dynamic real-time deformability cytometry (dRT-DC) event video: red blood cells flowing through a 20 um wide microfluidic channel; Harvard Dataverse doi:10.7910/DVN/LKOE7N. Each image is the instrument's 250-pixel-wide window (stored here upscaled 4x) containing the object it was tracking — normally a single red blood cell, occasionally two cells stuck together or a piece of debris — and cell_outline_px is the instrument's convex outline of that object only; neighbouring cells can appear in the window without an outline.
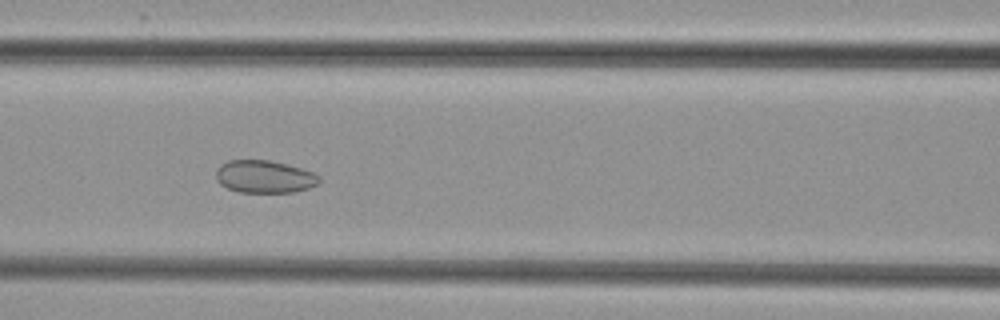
{"species": "common noctule bat (a hibernating species)", "species_latin": "Nyctalus noctula", "temperature_condition": "cold", "stored_images_in_passage": 8, "camera_frame_rate_fps": 3000, "um_per_image_px": 0.085, "animal": {"sex": "female", "body_mass_g": 29.2, "forearm_length_mm": 56.3}, "frame": {"image": 1, "passage_image": 6, "time_ms": 6.0, "image_size_px": [1000, 320], "cell_outline_px": [[320, 180], [316, 184], [308, 188], [292, 192], [240, 192], [228, 188], [220, 184], [216, 180], [216, 168], [220, 164], [228, 160], [268, 160], [288, 164], [312, 172], [320, 176]], "centroid_in_image_um": [22.44, 15.01], "position_along_channel_um": 144.2, "area_um2": 19.59}}
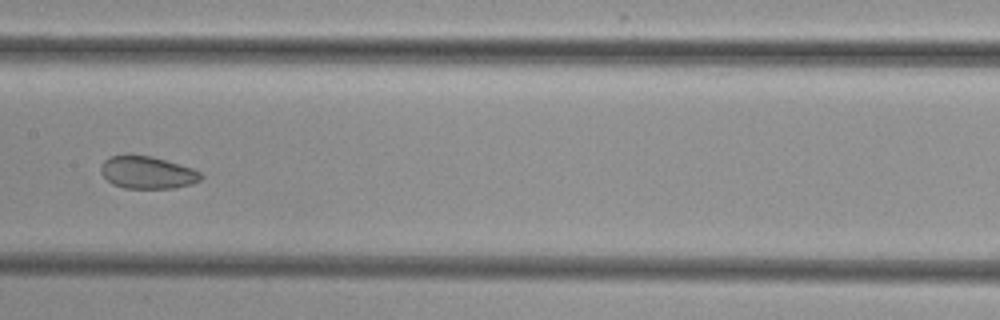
{"frame": {"image": 2, "passage_image": 7, "time_ms": 7.333, "image_size_px": [1000, 320], "cell_outline_px": [[204, 176], [200, 180], [192, 184], [172, 188], [124, 188], [112, 184], [100, 172], [100, 168], [104, 160], [112, 156], [152, 156], [192, 168], [200, 172]], "centroid_in_image_um": [12.54, 14.68], "position_along_channel_um": 194.9, "area_um2": 18.67}}
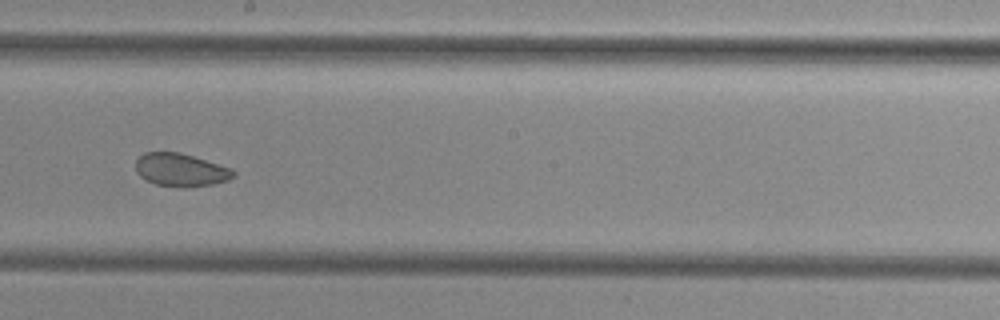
{"frame": {"image": 3, "passage_image": 8, "time_ms": 8.333, "image_size_px": [1000, 320], "cell_outline_px": [[236, 176], [228, 180], [212, 184], [184, 188], [180, 188], [156, 184], [140, 176], [136, 172], [136, 160], [144, 152], [180, 152], [232, 168], [236, 172]], "centroid_in_image_um": [15.39, 14.44], "position_along_channel_um": 232.8, "area_um2": 18.9}}